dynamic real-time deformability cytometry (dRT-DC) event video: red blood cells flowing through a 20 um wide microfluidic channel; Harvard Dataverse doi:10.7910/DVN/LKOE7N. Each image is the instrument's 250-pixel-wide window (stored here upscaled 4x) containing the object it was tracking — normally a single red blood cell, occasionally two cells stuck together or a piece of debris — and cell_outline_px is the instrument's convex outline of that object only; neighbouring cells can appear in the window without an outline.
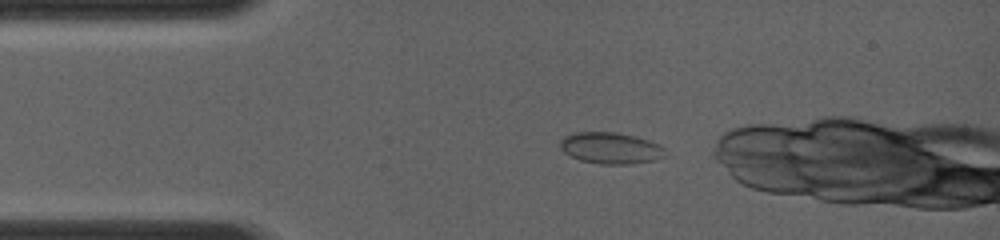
{"species": "common noctule bat (a hibernating species)", "species_latin": "Nyctalus noctula", "temperature_condition": "room temperature", "stored_images_in_passage": 2, "camera_frame_rate_fps": 4000, "um_per_image_px": 0.085, "animal": {"sex": "female", "body_mass_g": 19.0, "forearm_length_mm": 56.7}, "frame": {"image": 1, "passage_image": 1, "time_ms": 0.0, "image_size_px": [1000, 240], "cell_outline_px": [[668, 156], [652, 160], [632, 164], [600, 164], [580, 160], [564, 152], [560, 148], [560, 140], [564, 136], [572, 132], [616, 132], [648, 140], [660, 144], [664, 148]], "centroid_in_image_um": [51.91, 12.58], "position_along_channel_um": 33.1, "area_um2": 19.31}}